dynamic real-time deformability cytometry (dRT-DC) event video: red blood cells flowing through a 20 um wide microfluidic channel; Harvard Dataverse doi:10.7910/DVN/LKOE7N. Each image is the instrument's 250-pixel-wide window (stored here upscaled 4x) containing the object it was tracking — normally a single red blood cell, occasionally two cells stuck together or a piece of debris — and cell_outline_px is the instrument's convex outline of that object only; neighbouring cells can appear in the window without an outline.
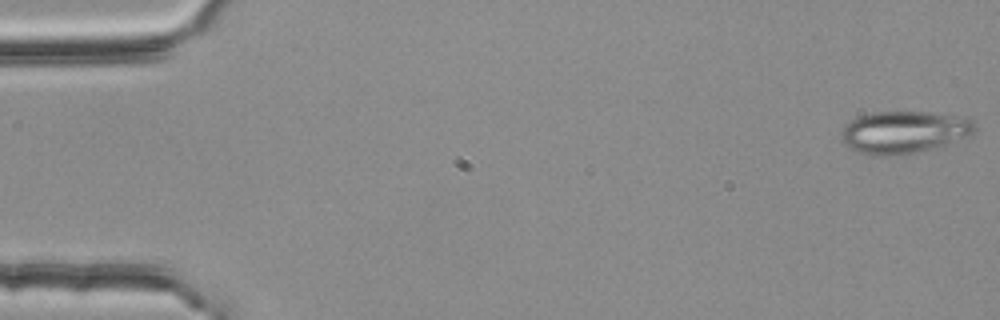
{"species": "common noctule bat (a hibernating species)", "species_latin": "Nyctalus noctula", "temperature_condition": "room temperature", "stored_images_in_passage": 54, "camera_frame_rate_fps": 3000, "um_per_image_px": 0.085, "animal": {"sex": "female", "body_mass_g": 25.1}, "frame": {"image": 1, "passage_image": 1, "time_ms": 0.0, "image_size_px": [1000, 320], "cell_outline_px": [[976, 132], [944, 144], [912, 152], [884, 156], [872, 156], [848, 148], [840, 140], [840, 136], [844, 128], [856, 116], [872, 112], [928, 112], [972, 120], [976, 124]], "centroid_in_image_um": [76.75, 11.22], "position_along_channel_um": 8.3, "area_um2": 32.19}}
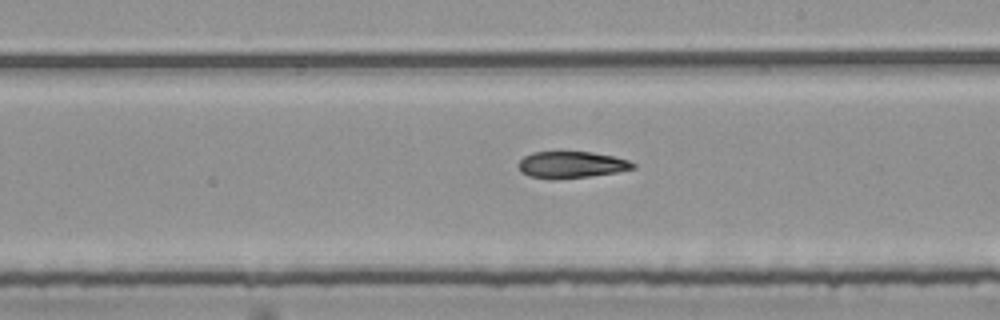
{"frame": {"image": 2, "passage_image": 31, "time_ms": 10.0, "image_size_px": [1000, 320], "cell_outline_px": [[636, 168], [616, 172], [592, 176], [528, 176], [520, 172], [516, 164], [524, 156], [532, 152], [592, 152], [612, 156], [628, 160], [636, 164]], "centroid_in_image_um": [48.58, 13.96], "position_along_channel_um": 240.4, "area_um2": 17.11}}
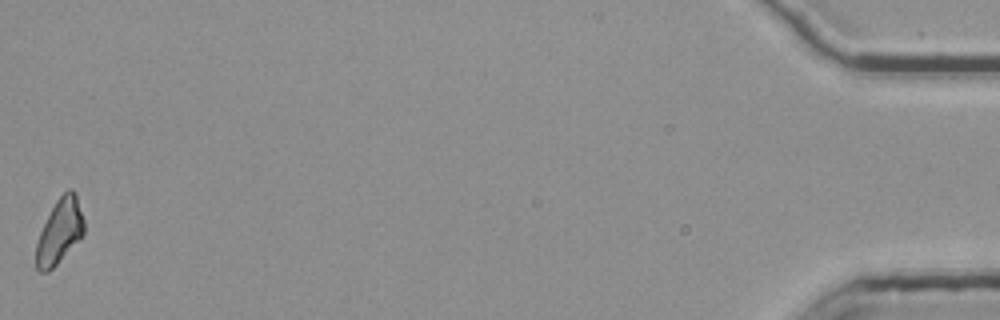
{"frame": {"image": 3, "passage_image": 54, "time_ms": 17.667, "image_size_px": [1000, 320], "cell_outline_px": [[84, 232], [56, 264], [48, 272], [40, 272], [36, 268], [36, 244], [40, 232], [56, 200], [68, 188], [72, 188], [76, 192], [84, 220]], "centroid_in_image_um": [5.06, 19.63], "position_along_channel_um": 430.1, "area_um2": 17.69}}